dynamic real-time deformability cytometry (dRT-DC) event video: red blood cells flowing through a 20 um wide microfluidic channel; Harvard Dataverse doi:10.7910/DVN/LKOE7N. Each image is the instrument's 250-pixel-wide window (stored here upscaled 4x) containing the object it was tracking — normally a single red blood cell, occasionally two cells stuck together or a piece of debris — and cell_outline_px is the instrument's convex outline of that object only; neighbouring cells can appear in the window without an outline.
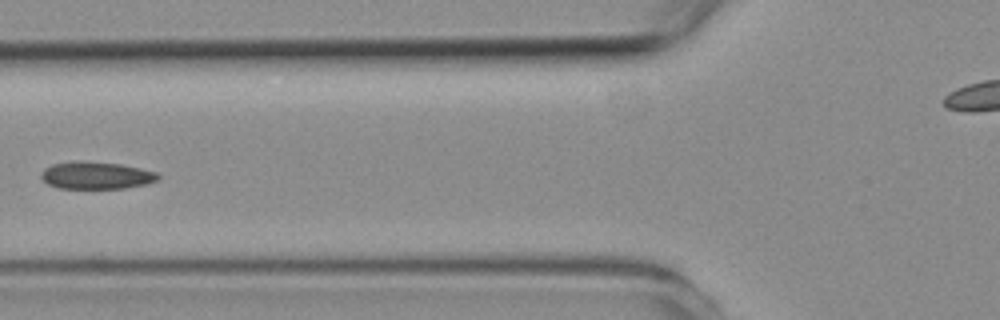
{"species": "common noctule bat (a hibernating species)", "species_latin": "Nyctalus noctula", "temperature_condition": "room temperature", "stored_images_in_passage": 9, "segment_of_instrument_passage": [1, 2], "camera_frame_rate_fps": 3000, "um_per_image_px": 0.085, "animal": {"sex": "female", "body_mass_g": 19.3, "forearm_length_mm": 54.1}, "frame": {"image": 1, "passage_image": 6, "time_ms": 6.0, "image_size_px": [1000, 320], "cell_outline_px": [[160, 176], [156, 180], [144, 184], [124, 188], [56, 188], [48, 184], [40, 176], [40, 172], [44, 168], [52, 164], [76, 160], [120, 164], [140, 168], [156, 172]], "centroid_in_image_um": [8.12, 14.9], "position_along_channel_um": 117.7, "area_um2": 18.55}}
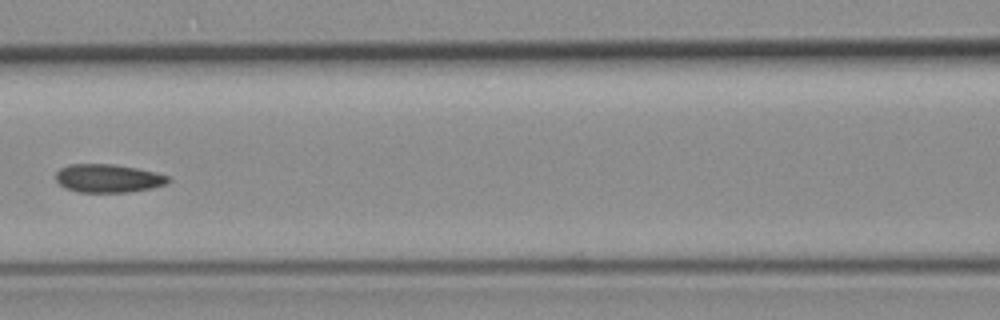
{"frame": {"image": 2, "passage_image": 7, "time_ms": 7.0, "image_size_px": [1000, 320], "cell_outline_px": [[172, 180], [168, 184], [152, 188], [128, 192], [80, 192], [64, 188], [56, 180], [56, 172], [60, 168], [68, 164], [112, 164], [136, 168], [156, 172], [172, 176]], "centroid_in_image_um": [9.24, 15.16], "position_along_channel_um": 157.4, "area_um2": 18.79}}
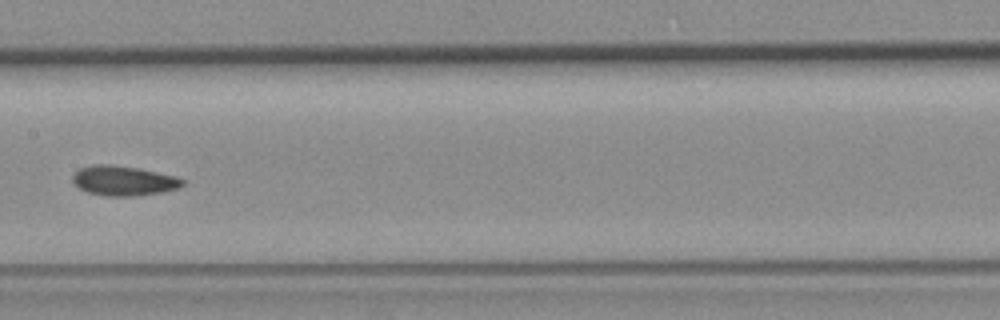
{"frame": {"image": 3, "passage_image": 8, "time_ms": 8.0, "image_size_px": [1000, 320], "cell_outline_px": [[184, 184], [180, 188], [164, 192], [132, 196], [104, 196], [88, 192], [80, 188], [72, 180], [72, 176], [80, 168], [92, 164], [112, 164], [136, 168], [176, 176], [184, 180]], "centroid_in_image_um": [10.52, 15.36], "position_along_channel_um": 196.9, "area_um2": 19.07}}